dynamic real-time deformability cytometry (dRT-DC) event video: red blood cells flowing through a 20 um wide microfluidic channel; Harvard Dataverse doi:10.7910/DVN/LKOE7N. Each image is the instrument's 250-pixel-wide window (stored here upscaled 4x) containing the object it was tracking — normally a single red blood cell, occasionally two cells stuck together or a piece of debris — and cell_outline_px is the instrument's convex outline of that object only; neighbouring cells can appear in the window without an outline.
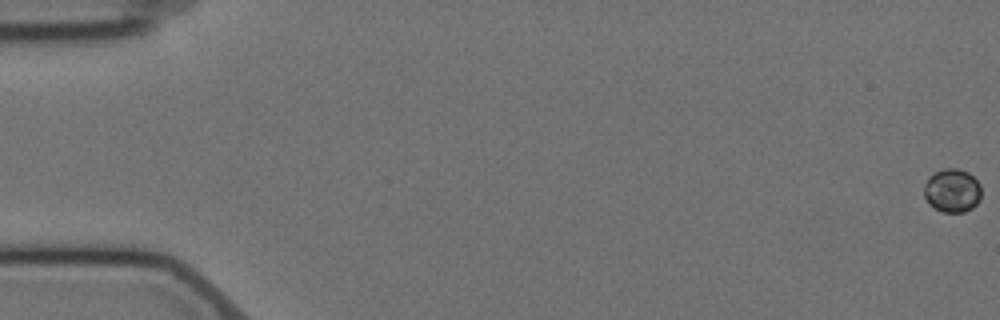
{"species": "Egyptian fruit bat (a non-hibernating species)", "species_latin": "Rousettus aegyptiacus", "temperature_condition": "cold", "stored_images_in_passage": 6, "camera_frame_rate_fps": 3000, "um_per_image_px": 0.085, "animal": {"sex": "female"}, "frame": {"image": 1, "passage_image": 1, "time_ms": 0.0, "image_size_px": [1000, 320], "cell_outline_px": [[980, 200], [972, 208], [964, 212], [944, 212], [928, 204], [924, 196], [924, 184], [928, 176], [944, 168], [956, 168], [968, 172], [980, 184]], "centroid_in_image_um": [80.92, 16.19], "position_along_channel_um": 4.1, "area_um2": 14.57}}